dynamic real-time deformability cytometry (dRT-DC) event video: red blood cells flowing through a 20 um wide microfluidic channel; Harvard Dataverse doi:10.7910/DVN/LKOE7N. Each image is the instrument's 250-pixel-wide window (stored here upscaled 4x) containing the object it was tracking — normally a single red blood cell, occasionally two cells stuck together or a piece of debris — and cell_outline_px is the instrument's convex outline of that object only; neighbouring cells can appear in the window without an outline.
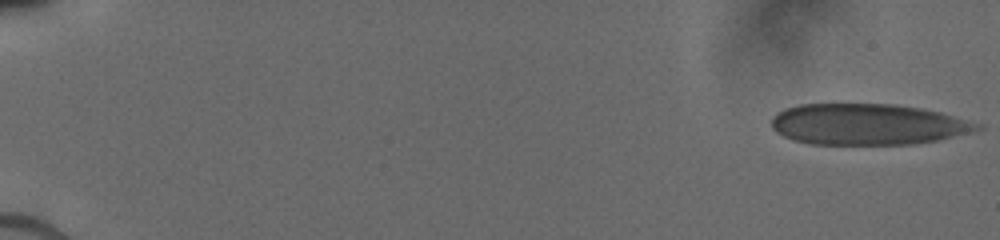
{"species": "human", "species_latin": "Homo sapiens", "temperature_condition": "cold", "stored_images_in_passage": 12, "camera_frame_rate_fps": 3000, "um_per_image_px": 0.085, "donor": {"sex": "male"}, "frame": {"image": 1, "passage_image": 1, "time_ms": 0.0, "image_size_px": [1000, 240], "cell_outline_px": [[984, 128], [936, 140], [908, 144], [812, 144], [796, 140], [784, 136], [776, 132], [772, 128], [772, 116], [776, 112], [784, 108], [800, 104], [892, 104], [920, 108], [940, 112], [984, 124]], "centroid_in_image_um": [73.73, 10.55], "position_along_channel_um": 11.3, "area_um2": 49.07}}
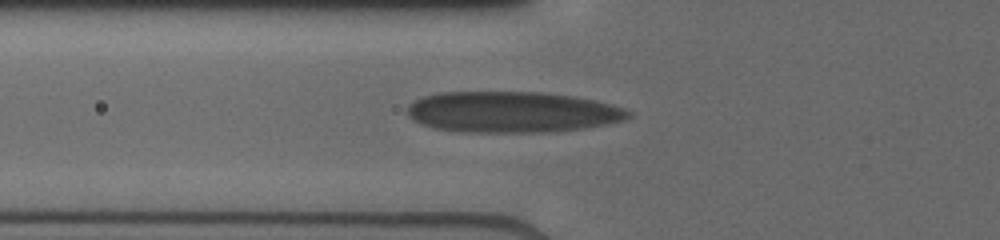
{"frame": {"image": 2, "passage_image": 10, "time_ms": 6.333, "image_size_px": [1000, 240], "cell_outline_px": [[632, 116], [624, 120], [608, 124], [584, 128], [552, 132], [460, 132], [432, 128], [412, 120], [408, 116], [408, 104], [424, 96], [440, 92], [540, 92], [572, 96], [596, 100], [612, 104], [624, 108], [632, 112]], "centroid_in_image_um": [43.54, 9.53], "position_along_channel_um": 82.3, "area_um2": 53.23}}
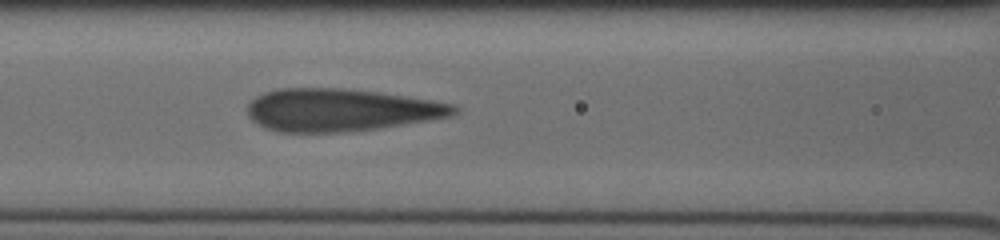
{"frame": {"image": 3, "passage_image": 12, "time_ms": 7.667, "image_size_px": [1000, 240], "cell_outline_px": [[460, 112], [452, 116], [428, 120], [376, 128], [340, 132], [280, 132], [264, 128], [252, 120], [248, 116], [248, 104], [256, 96], [264, 92], [276, 88], [340, 88], [376, 92], [432, 100], [452, 104], [460, 108]], "centroid_in_image_um": [28.93, 9.34], "position_along_channel_um": 137.7, "area_um2": 51.04}}